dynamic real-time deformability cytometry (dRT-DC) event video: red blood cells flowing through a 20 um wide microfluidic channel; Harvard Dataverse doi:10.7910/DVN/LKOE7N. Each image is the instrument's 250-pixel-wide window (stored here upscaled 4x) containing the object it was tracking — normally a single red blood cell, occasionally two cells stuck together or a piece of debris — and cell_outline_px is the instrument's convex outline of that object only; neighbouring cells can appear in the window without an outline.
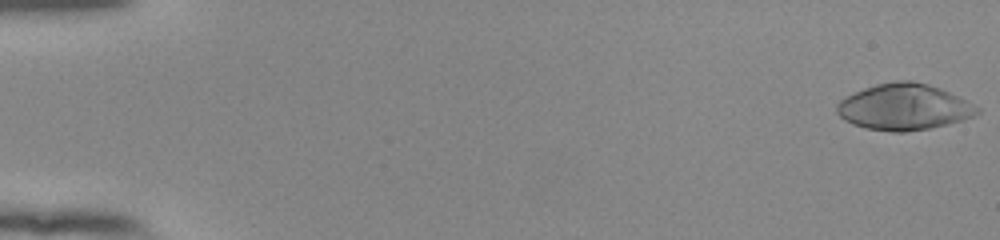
{"species": "human", "species_latin": "Homo sapiens", "temperature_condition": "room temperature", "stored_images_in_passage": 33, "camera_frame_rate_fps": 3000, "um_per_image_px": 0.085, "donor": {"sex": "female"}, "frame": {"image": 1, "passage_image": 1, "time_ms": 0.0, "image_size_px": [1000, 240], "cell_outline_px": [[980, 112], [964, 120], [948, 124], [928, 128], [904, 132], [892, 132], [864, 128], [852, 124], [844, 120], [836, 112], [836, 104], [840, 100], [864, 88], [876, 84], [896, 80], [912, 80], [928, 84], [940, 88], [980, 108]], "centroid_in_image_um": [76.81, 9.1], "position_along_channel_um": 8.2, "area_um2": 37.63}}
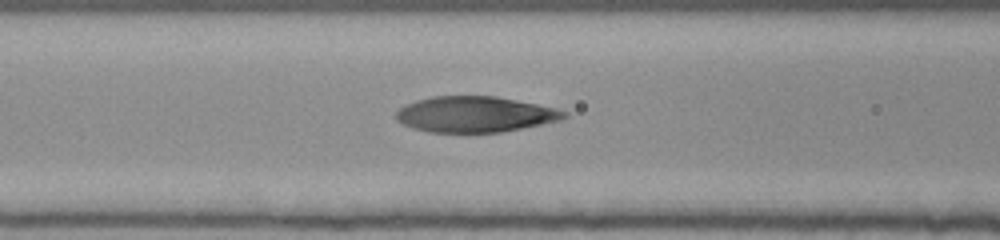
{"frame": {"image": 2, "passage_image": 24, "time_ms": 7.667, "image_size_px": [1000, 240], "cell_outline_px": [[568, 116], [560, 120], [500, 132], [428, 132], [412, 128], [396, 120], [396, 112], [404, 104], [416, 100], [432, 96], [496, 96], [556, 108], [568, 112]], "centroid_in_image_um": [40.34, 9.71], "position_along_channel_um": 126.3, "area_um2": 34.91}}
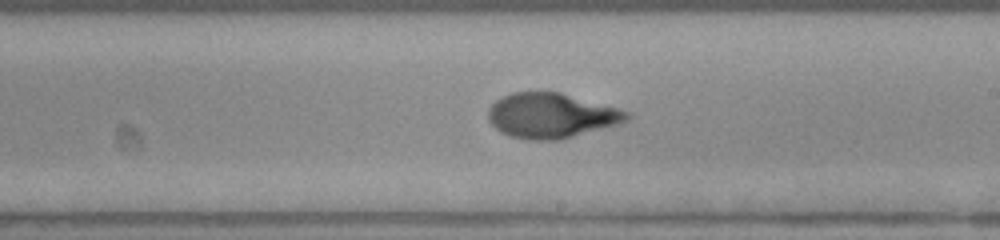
{"frame": {"image": 3, "passage_image": 33, "time_ms": 10.667, "image_size_px": [1000, 240], "cell_outline_px": [[632, 116], [628, 120], [620, 124], [560, 140], [528, 140], [512, 136], [500, 132], [488, 120], [488, 108], [496, 100], [512, 92], [560, 92], [632, 112]], "centroid_in_image_um": [46.89, 9.83], "position_along_channel_um": 242.1, "area_um2": 36.47}}